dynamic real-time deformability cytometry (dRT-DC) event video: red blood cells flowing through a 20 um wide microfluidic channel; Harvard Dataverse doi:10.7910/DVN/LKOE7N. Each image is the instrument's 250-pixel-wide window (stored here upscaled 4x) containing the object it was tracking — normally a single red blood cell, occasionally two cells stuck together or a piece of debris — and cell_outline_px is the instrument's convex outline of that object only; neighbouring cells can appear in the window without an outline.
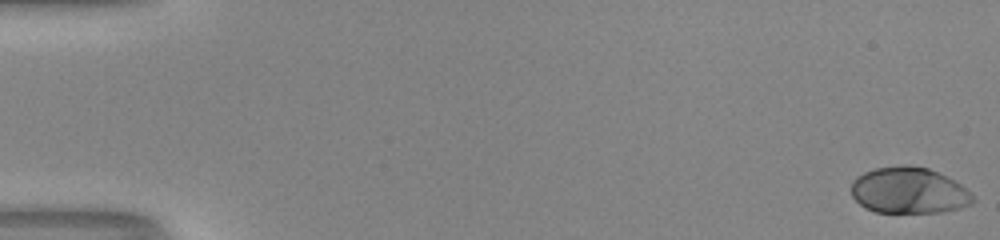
{"species": "human", "species_latin": "Homo sapiens", "temperature_condition": "room temperature", "stored_images_in_passage": 54, "camera_frame_rate_fps": 3000, "um_per_image_px": 0.085, "donor": {"sex": "male"}, "frame": {"image": 1, "passage_image": 1, "time_ms": 0.0, "image_size_px": [1000, 240], "cell_outline_px": [[976, 200], [972, 204], [960, 208], [944, 212], [876, 212], [864, 208], [852, 196], [852, 180], [856, 176], [864, 172], [876, 168], [904, 164], [908, 164], [928, 168], [960, 184]], "centroid_in_image_um": [77.23, 16.19], "position_along_channel_um": 7.8, "area_um2": 32.71}}
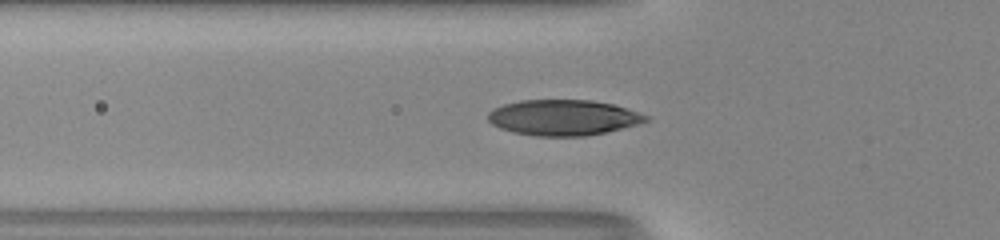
{"frame": {"image": 2, "passage_image": 20, "time_ms": 6.333, "image_size_px": [1000, 240], "cell_outline_px": [[652, 120], [604, 132], [584, 136], [536, 136], [512, 132], [500, 128], [492, 124], [488, 120], [488, 112], [492, 108], [504, 104], [520, 100], [592, 100], [612, 104], [648, 116]], "centroid_in_image_um": [47.82, 9.99], "position_along_channel_um": 78.0, "area_um2": 32.6}}
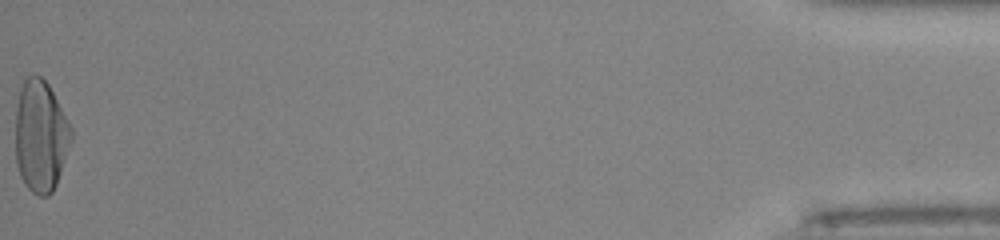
{"frame": {"image": 3, "passage_image": 54, "time_ms": 17.667, "image_size_px": [1000, 240], "cell_outline_px": [[72, 140], [56, 184], [52, 192], [48, 196], [40, 196], [32, 192], [24, 184], [20, 176], [16, 164], [16, 108], [20, 88], [24, 80], [32, 72], [40, 76], [48, 84], [68, 120], [72, 128]], "centroid_in_image_um": [3.45, 11.56], "position_along_channel_um": 431.8, "area_um2": 36.41}, "authors_computed_cell_mechanics": {"area_um2": 32.7726, "velocity_mm_per_s": 3.9964, "shape_relaxation_time_tau1_ms": 3.576, "shape_relaxation_time_tau2_ms": null, "deformation_change_tau1": 0.2074, "deformation_change_tau2": null}}